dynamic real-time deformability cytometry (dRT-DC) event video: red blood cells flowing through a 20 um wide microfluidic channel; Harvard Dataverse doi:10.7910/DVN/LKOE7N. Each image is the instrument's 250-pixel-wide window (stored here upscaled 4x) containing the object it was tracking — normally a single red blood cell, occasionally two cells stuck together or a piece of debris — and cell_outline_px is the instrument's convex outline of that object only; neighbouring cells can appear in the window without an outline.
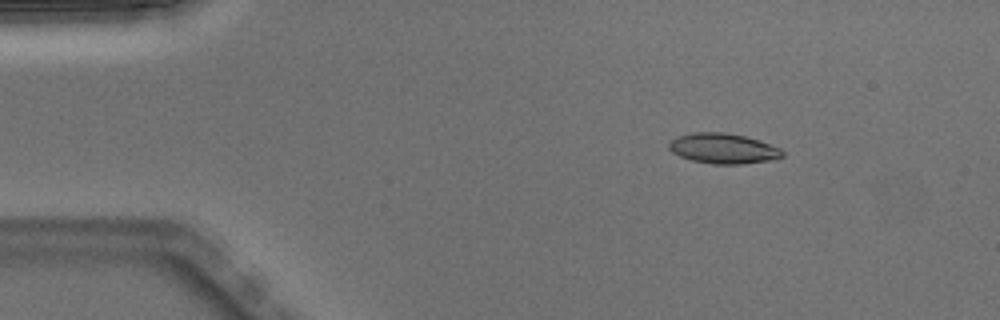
{"species": "Egyptian fruit bat (a non-hibernating species)", "species_latin": "Rousettus aegyptiacus", "temperature_condition": "warm", "stored_images_in_passage": 50, "camera_frame_rate_fps": 3000, "um_per_image_px": 0.085, "animal": {"sex": "male"}, "frame": {"image": 1, "passage_image": 7, "time_ms": 2.0, "image_size_px": [1000, 320], "cell_outline_px": [[784, 156], [768, 160], [740, 164], [712, 164], [692, 160], [680, 156], [672, 152], [668, 148], [668, 144], [676, 136], [692, 132], [724, 132], [744, 136], [780, 148], [784, 152]], "centroid_in_image_um": [61.42, 12.61], "position_along_channel_um": 23.6, "area_um2": 19.83}}
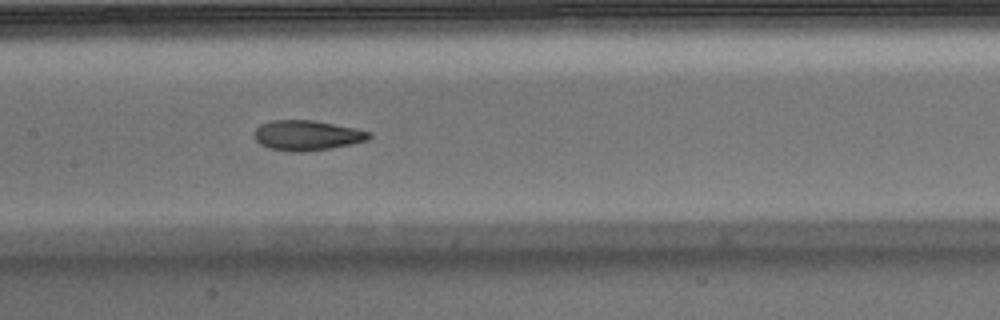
{"frame": {"image": 2, "passage_image": 24, "time_ms": 7.667, "image_size_px": [1000, 320], "cell_outline_px": [[372, 136], [368, 140], [352, 144], [332, 148], [304, 152], [292, 152], [268, 148], [260, 144], [256, 140], [252, 132], [260, 124], [272, 120], [312, 120], [356, 128], [372, 132]], "centroid_in_image_um": [26.09, 11.51], "position_along_channel_um": 181.3, "area_um2": 20.4}}
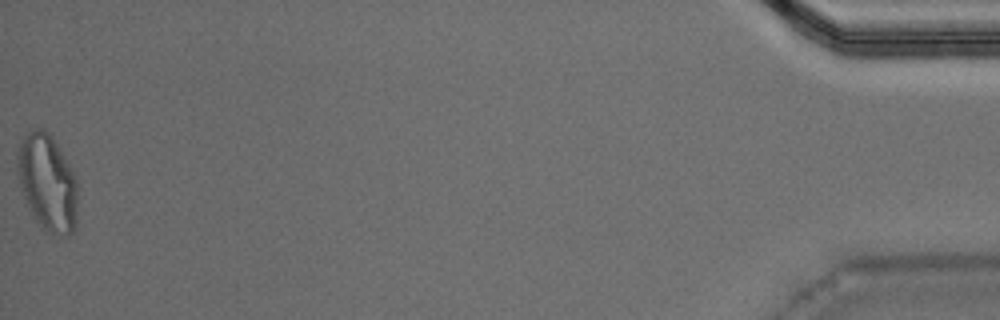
{"frame": {"image": 3, "passage_image": 50, "time_ms": 16.333, "image_size_px": [1000, 320], "cell_outline_px": [[76, 224], [72, 232], [68, 236], [64, 236], [40, 228], [28, 208], [16, 172], [16, 160], [20, 144], [24, 136], [32, 128], [44, 128], [52, 136], [68, 164], [76, 180]], "centroid_in_image_um": [4.0, 15.51], "position_along_channel_um": 431.2, "area_um2": 33.7}, "authors_computed_cell_mechanics": {"area_um2": 20.2878, "velocity_mm_per_s": 4.0267, "shape_relaxation_time_tau1_ms": 5.8976, "shape_relaxation_time_tau2_ms": 1.9879, "deformation_change_tau1": 0.2174, "deformation_change_tau2": 0.0884}}